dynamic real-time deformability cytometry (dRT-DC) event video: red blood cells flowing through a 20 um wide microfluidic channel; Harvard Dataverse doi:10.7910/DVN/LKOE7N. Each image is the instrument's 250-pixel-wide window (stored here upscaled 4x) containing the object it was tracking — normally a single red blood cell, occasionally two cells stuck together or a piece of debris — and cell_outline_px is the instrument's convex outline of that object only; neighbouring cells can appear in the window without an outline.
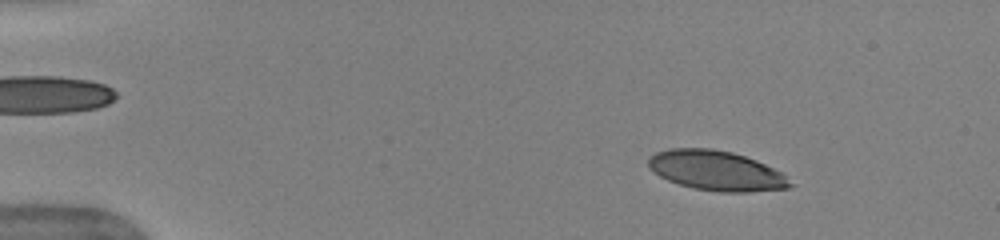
{"species": "human", "species_latin": "Homo sapiens", "temperature_condition": "warm", "stored_images_in_passage": 51, "camera_frame_rate_fps": 3000, "um_per_image_px": 0.085, "donor": {"sex": "female"}, "frame": {"image": 1, "passage_image": 7, "time_ms": 2.0, "image_size_px": [1000, 240], "cell_outline_px": [[796, 184], [788, 188], [748, 192], [720, 192], [692, 188], [668, 180], [660, 176], [648, 164], [648, 160], [656, 152], [668, 148], [712, 148], [732, 152], [756, 160], [784, 172]], "centroid_in_image_um": [60.97, 14.51], "position_along_channel_um": 24.0, "area_um2": 33.06}}
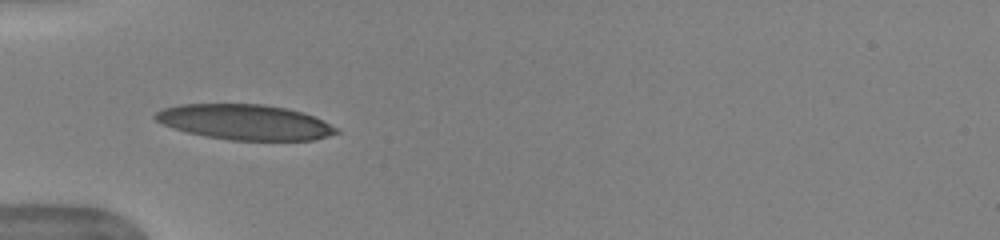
{"frame": {"image": 2, "passage_image": 17, "time_ms": 5.333, "image_size_px": [1000, 240], "cell_outline_px": [[340, 132], [328, 136], [312, 140], [232, 140], [208, 136], [188, 132], [172, 128], [156, 120], [152, 116], [156, 112], [164, 108], [180, 104], [264, 104], [304, 112], [340, 128]], "centroid_in_image_um": [20.84, 10.37], "position_along_channel_um": 64.2, "area_um2": 37.11}}
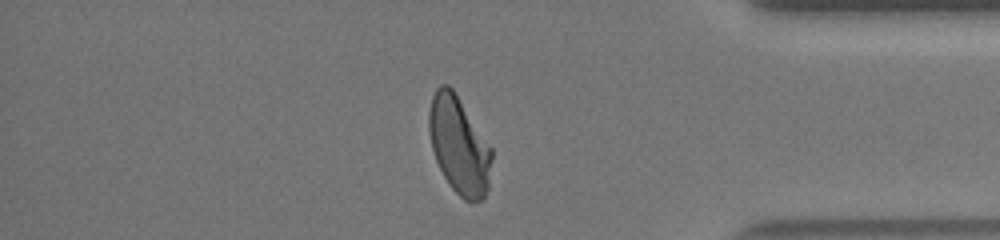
{"frame": {"image": 3, "passage_image": 44, "time_ms": 14.333, "image_size_px": [1000, 240], "cell_outline_px": [[492, 160], [488, 188], [484, 200], [472, 204], [464, 200], [452, 188], [444, 176], [436, 160], [432, 148], [428, 128], [428, 112], [432, 96], [436, 88], [440, 84], [448, 84], [452, 88], [492, 148]], "centroid_in_image_um": [39.02, 12.38], "position_along_channel_um": 396.2, "area_um2": 35.72}, "authors_computed_cell_mechanics": {"area_um2": 35.6626, "velocity_mm_per_s": 3.9319, "shape_relaxation_time_tau1_ms": 5.6872, "shape_relaxation_time_tau2_ms": 0.9867, "deformation_change_tau1": 0.1977, "deformation_change_tau2": 0.0827}}